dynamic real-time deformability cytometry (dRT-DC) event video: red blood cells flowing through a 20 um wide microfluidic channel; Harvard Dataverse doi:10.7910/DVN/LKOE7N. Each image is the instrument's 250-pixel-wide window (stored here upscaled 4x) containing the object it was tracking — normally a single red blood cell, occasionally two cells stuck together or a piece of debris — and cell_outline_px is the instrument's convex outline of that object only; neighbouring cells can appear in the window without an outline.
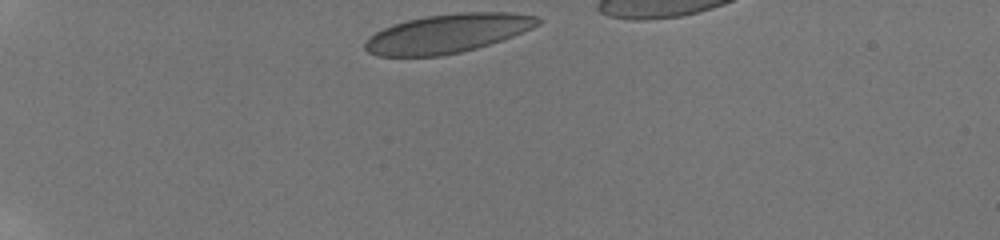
{"species": "human", "species_latin": "Homo sapiens", "temperature_condition": "room temperature", "stored_images_in_passage": 20, "camera_frame_rate_fps": 3000, "um_per_image_px": 0.085, "donor": {"sex": "male"}, "frame": {"image": 1, "passage_image": 1, "time_ms": 0.0, "image_size_px": [1000, 240], "cell_outline_px": [[544, 20], [540, 24], [532, 28], [512, 36], [476, 48], [460, 52], [440, 56], [376, 56], [368, 52], [364, 48], [364, 40], [368, 36], [392, 24], [408, 20], [428, 16], [460, 12], [512, 12], [536, 16]], "centroid_in_image_um": [38.03, 2.84], "position_along_channel_um": 47.0, "area_um2": 39.07}}
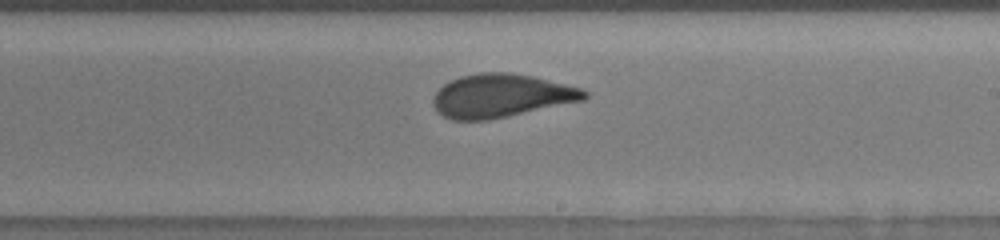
{"frame": {"image": 2, "passage_image": 14, "time_ms": 6.667, "image_size_px": [1000, 240], "cell_outline_px": [[588, 96], [584, 100], [508, 116], [488, 120], [452, 120], [436, 112], [432, 104], [432, 100], [436, 92], [444, 84], [460, 76], [480, 72], [508, 72], [532, 76], [584, 88], [588, 92]], "centroid_in_image_um": [42.6, 8.14], "position_along_channel_um": 246.4, "area_um2": 38.32}}
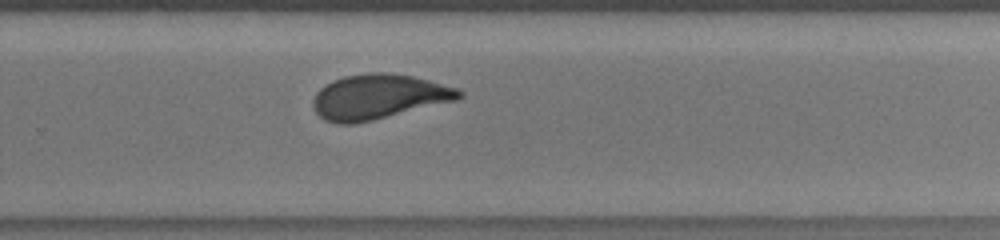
{"frame": {"image": 3, "passage_image": 18, "time_ms": 8.0, "image_size_px": [1000, 240], "cell_outline_px": [[464, 96], [456, 100], [356, 124], [336, 124], [324, 120], [316, 112], [312, 104], [312, 100], [316, 92], [320, 88], [332, 80], [344, 76], [364, 72], [392, 72], [412, 76], [428, 80], [456, 88], [464, 92]], "centroid_in_image_um": [32.14, 8.22], "position_along_channel_um": 297.7, "area_um2": 38.32}}